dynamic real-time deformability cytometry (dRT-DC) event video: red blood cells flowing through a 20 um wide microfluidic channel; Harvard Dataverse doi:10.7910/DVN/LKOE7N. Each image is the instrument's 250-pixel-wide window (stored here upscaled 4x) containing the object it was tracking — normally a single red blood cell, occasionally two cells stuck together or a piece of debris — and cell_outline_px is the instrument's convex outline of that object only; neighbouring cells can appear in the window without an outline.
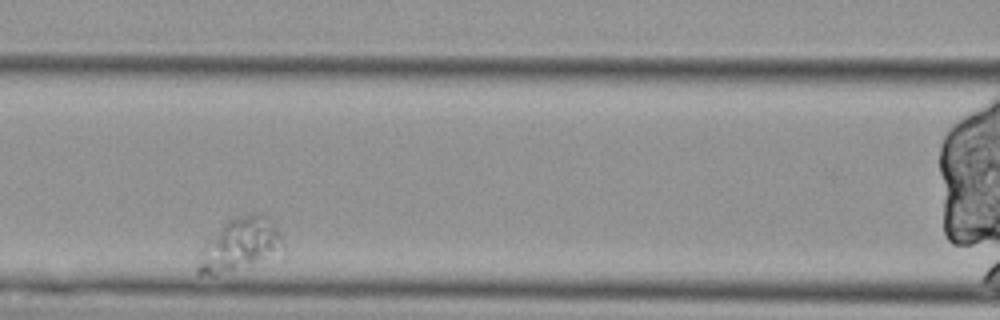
{"species": "Egyptian fruit bat (a non-hibernating species)", "species_latin": "Rousettus aegyptiacus", "temperature_condition": "cold", "stored_images_in_passage": 30, "camera_frame_rate_fps": 3000, "um_per_image_px": 0.085, "animal": {"sex": "female"}, "frame": {"image": 1, "passage_image": 18, "time_ms": 5.667, "image_size_px": [1000, 320], "cell_outline_px": [[284, 248], [248, 264], [216, 276], [196, 276], [196, 268], [204, 240], [232, 216], [252, 212], [264, 212], [268, 216], [280, 232], [284, 240]], "centroid_in_image_um": [20.3, 20.73], "position_along_channel_um": 146.3, "area_um2": 26.36}}